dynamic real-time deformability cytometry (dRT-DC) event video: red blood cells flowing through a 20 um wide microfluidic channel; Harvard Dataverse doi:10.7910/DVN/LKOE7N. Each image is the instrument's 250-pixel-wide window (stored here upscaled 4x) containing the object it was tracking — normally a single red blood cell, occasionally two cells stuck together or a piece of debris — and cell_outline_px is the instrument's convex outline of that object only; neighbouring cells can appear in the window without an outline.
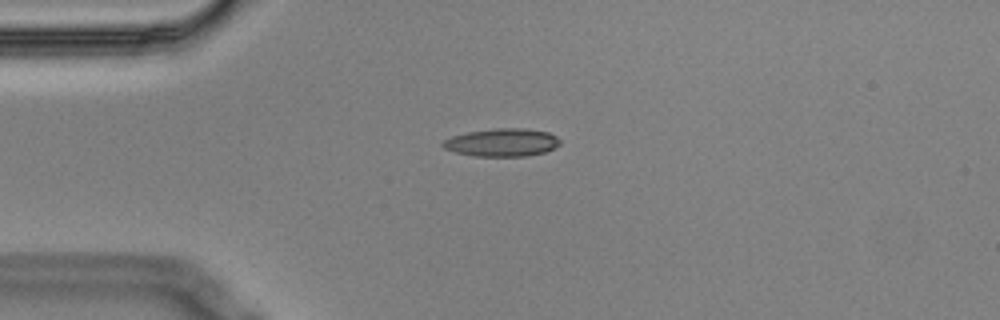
{"species": "Egyptian fruit bat (a non-hibernating species)", "species_latin": "Rousettus aegyptiacus", "temperature_condition": "cold", "stored_images_in_passage": 7, "camera_frame_rate_fps": 3000, "um_per_image_px": 0.085, "animal": {"sex": "male"}, "frame": {"image": 1, "passage_image": 4, "time_ms": 1.0, "image_size_px": [1000, 320], "cell_outline_px": [[560, 144], [544, 152], [524, 156], [472, 156], [456, 152], [444, 148], [440, 144], [444, 140], [452, 136], [468, 132], [496, 128], [524, 128], [548, 132], [556, 136], [560, 140]], "centroid_in_image_um": [42.65, 12.1], "position_along_channel_um": 42.3, "area_um2": 18.96}}
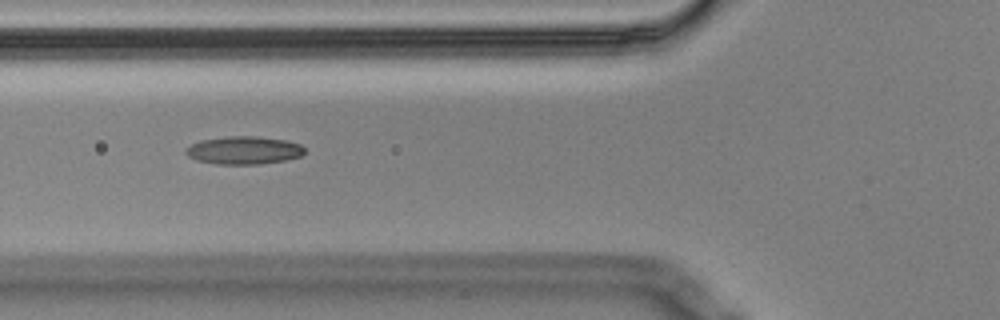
{"frame": {"image": 2, "passage_image": 6, "time_ms": 1.667, "image_size_px": [1000, 320], "cell_outline_px": [[304, 152], [300, 156], [284, 160], [260, 164], [216, 164], [196, 160], [188, 156], [184, 152], [184, 148], [200, 140], [228, 136], [256, 136], [288, 140], [300, 144], [304, 148]], "centroid_in_image_um": [20.7, 12.77], "position_along_channel_um": 105.1, "area_um2": 19.42}}
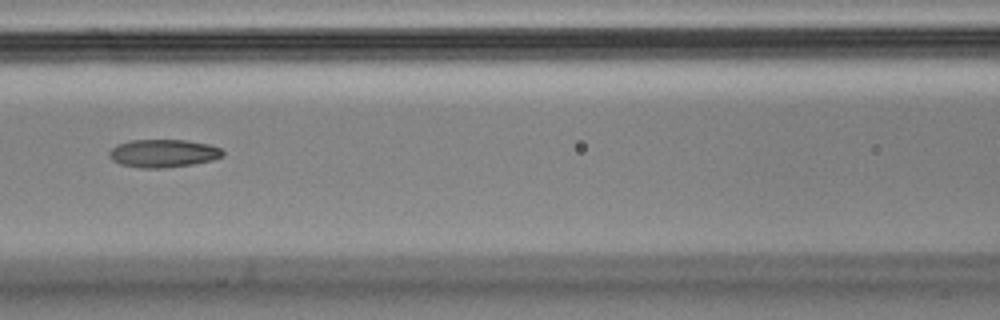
{"frame": {"image": 3, "passage_image": 7, "time_ms": 2.0, "image_size_px": [1000, 320], "cell_outline_px": [[224, 156], [212, 160], [192, 164], [164, 168], [140, 168], [120, 164], [112, 160], [108, 156], [108, 152], [116, 144], [132, 140], [184, 140], [208, 144], [220, 148], [224, 152]], "centroid_in_image_um": [13.85, 13.03], "position_along_channel_um": 152.8, "area_um2": 18.55}}